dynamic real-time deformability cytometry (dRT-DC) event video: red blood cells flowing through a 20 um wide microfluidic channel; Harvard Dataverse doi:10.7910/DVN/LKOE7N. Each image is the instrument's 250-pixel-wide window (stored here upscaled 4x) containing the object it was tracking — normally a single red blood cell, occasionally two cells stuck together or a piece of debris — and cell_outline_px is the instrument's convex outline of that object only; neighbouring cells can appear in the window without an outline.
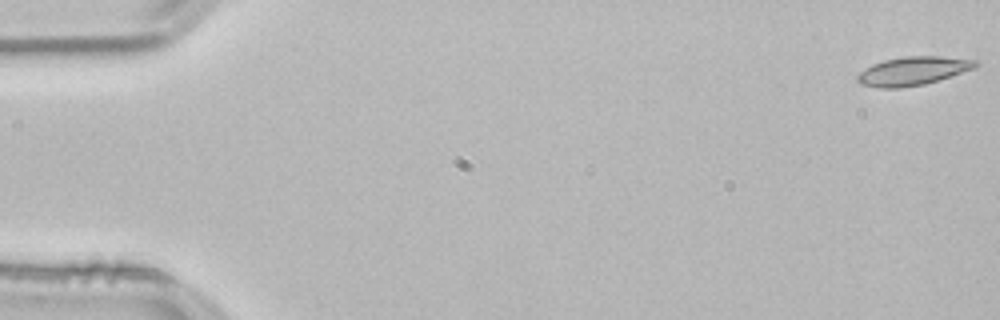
{"species": "common noctule bat (a hibernating species)", "species_latin": "Nyctalus noctula", "temperature_condition": "room temperature", "stored_images_in_passage": 9, "camera_frame_rate_fps": 3000, "um_per_image_px": 0.085, "animal": {"sex": "male", "body_mass_g": 21.5, "forearm_length_mm": 52.0}, "frame": {"image": 1, "passage_image": 1, "time_ms": 0.0, "image_size_px": [1000, 320], "cell_outline_px": [[976, 68], [924, 84], [900, 88], [880, 88], [860, 84], [856, 80], [856, 76], [860, 72], [872, 64], [884, 60], [904, 56], [940, 56], [976, 60]], "centroid_in_image_um": [77.56, 6.03], "position_along_channel_um": 7.4, "area_um2": 19.54}}